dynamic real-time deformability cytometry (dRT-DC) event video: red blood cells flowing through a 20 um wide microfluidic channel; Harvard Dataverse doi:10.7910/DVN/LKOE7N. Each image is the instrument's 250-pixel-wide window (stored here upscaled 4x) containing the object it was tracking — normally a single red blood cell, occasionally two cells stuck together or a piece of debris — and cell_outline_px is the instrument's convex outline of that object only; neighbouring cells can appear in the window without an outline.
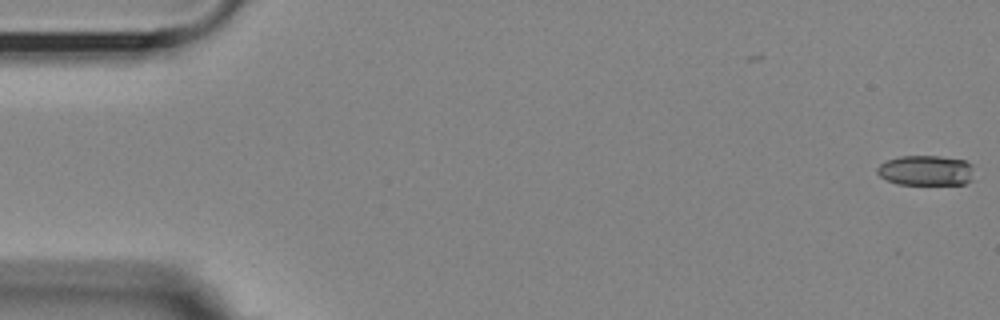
{"species": "Egyptian fruit bat (a non-hibernating species)", "species_latin": "Rousettus aegyptiacus", "temperature_condition": "room temperature", "stored_images_in_passage": 2, "camera_frame_rate_fps": 3000, "um_per_image_px": 0.085, "animal": {"sex": "female"}, "frame": {"image": 1, "passage_image": 2, "time_ms": 0.333, "image_size_px": [1000, 320], "cell_outline_px": [[972, 180], [964, 184], [896, 184], [880, 176], [876, 172], [876, 168], [880, 164], [888, 160], [900, 156], [940, 156], [964, 160], [972, 164]], "centroid_in_image_um": [78.7, 14.49], "position_along_channel_um": 6.3, "area_um2": 17.05}}